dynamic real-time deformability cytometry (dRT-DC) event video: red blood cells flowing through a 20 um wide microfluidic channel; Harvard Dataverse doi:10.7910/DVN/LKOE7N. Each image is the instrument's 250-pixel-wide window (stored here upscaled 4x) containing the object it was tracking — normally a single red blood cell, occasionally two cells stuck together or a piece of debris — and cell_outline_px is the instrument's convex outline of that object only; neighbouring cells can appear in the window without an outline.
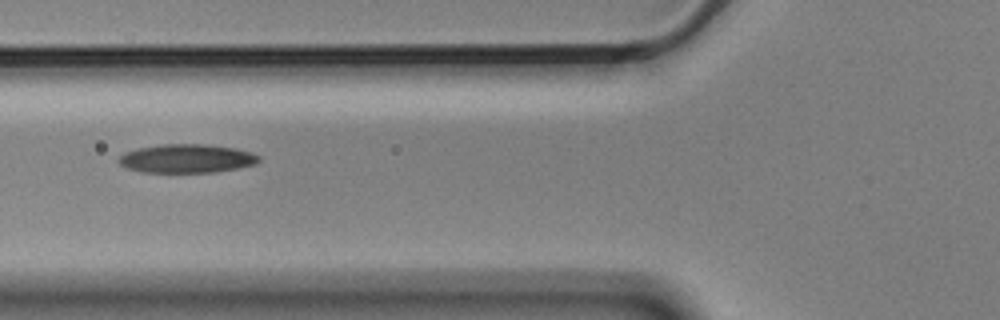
{"species": "Egyptian fruit bat (a non-hibernating species)", "species_latin": "Rousettus aegyptiacus", "temperature_condition": "cold", "stored_images_in_passage": 3, "camera_frame_rate_fps": 3000, "um_per_image_px": 0.085, "animal": {"sex": "male"}, "frame": {"image": 1, "passage_image": 2, "time_ms": 0.333, "image_size_px": [1000, 320], "cell_outline_px": [[260, 160], [256, 164], [236, 168], [212, 172], [140, 172], [128, 168], [120, 164], [116, 160], [124, 152], [136, 148], [164, 144], [204, 144], [236, 148], [252, 152], [260, 156]], "centroid_in_image_um": [15.86, 13.47], "position_along_channel_um": 109.9, "area_um2": 23.47}}
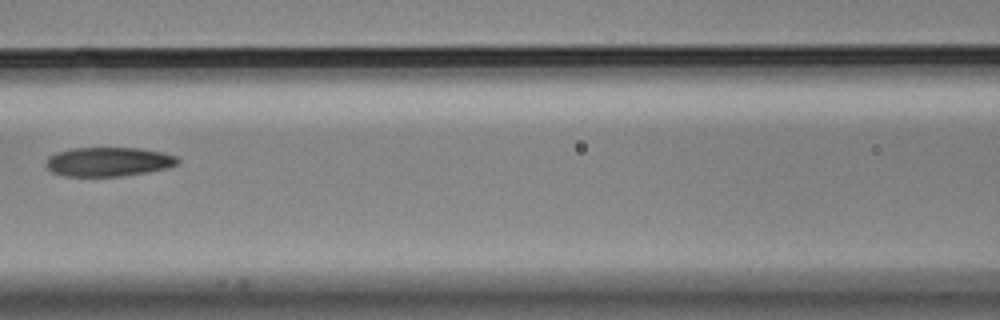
{"frame": {"image": 2, "passage_image": 3, "time_ms": 0.667, "image_size_px": [1000, 320], "cell_outline_px": [[180, 164], [168, 168], [120, 176], [64, 176], [52, 172], [44, 164], [48, 156], [56, 152], [72, 148], [140, 148], [160, 152], [176, 156], [180, 160]], "centroid_in_image_um": [9.2, 13.74], "position_along_channel_um": 157.4, "area_um2": 22.43}}